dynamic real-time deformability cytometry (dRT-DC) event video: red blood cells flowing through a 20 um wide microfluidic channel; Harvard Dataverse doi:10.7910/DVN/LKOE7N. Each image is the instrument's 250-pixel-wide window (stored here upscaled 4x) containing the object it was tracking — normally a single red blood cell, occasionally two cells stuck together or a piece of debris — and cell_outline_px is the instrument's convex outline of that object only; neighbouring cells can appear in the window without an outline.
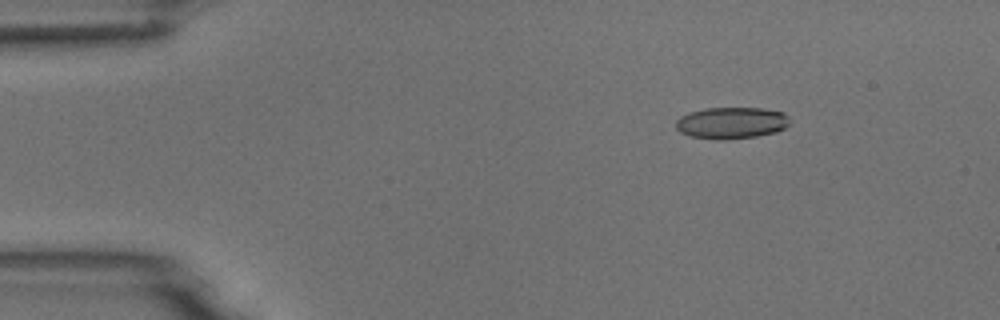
{"species": "common noctule bat (a hibernating species)", "species_latin": "Nyctalus noctula", "temperature_condition": "room temperature", "stored_images_in_passage": 7, "camera_frame_rate_fps": 3000, "um_per_image_px": 0.085, "animal": {"sex": "male", "body_mass_g": 18.8}, "frame": {"image": 1, "passage_image": 3, "time_ms": 0.667, "image_size_px": [1000, 320], "cell_outline_px": [[788, 124], [784, 128], [776, 132], [756, 136], [728, 140], [720, 140], [688, 136], [680, 132], [676, 128], [676, 120], [680, 116], [688, 112], [704, 108], [760, 108], [784, 112], [788, 116]], "centroid_in_image_um": [62.13, 10.45], "position_along_channel_um": 22.9, "area_um2": 21.15}}
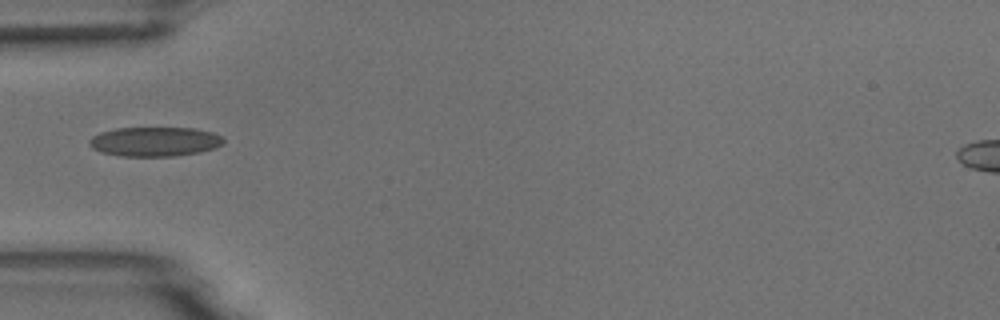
{"frame": {"image": 2, "passage_image": 6, "time_ms": 1.667, "image_size_px": [1000, 320], "cell_outline_px": [[224, 144], [216, 148], [200, 152], [176, 156], [120, 156], [100, 152], [92, 148], [88, 144], [88, 140], [92, 136], [100, 132], [116, 128], [196, 128], [212, 132], [224, 136]], "centroid_in_image_um": [13.17, 12.04], "position_along_channel_um": 71.8, "area_um2": 23.35}}